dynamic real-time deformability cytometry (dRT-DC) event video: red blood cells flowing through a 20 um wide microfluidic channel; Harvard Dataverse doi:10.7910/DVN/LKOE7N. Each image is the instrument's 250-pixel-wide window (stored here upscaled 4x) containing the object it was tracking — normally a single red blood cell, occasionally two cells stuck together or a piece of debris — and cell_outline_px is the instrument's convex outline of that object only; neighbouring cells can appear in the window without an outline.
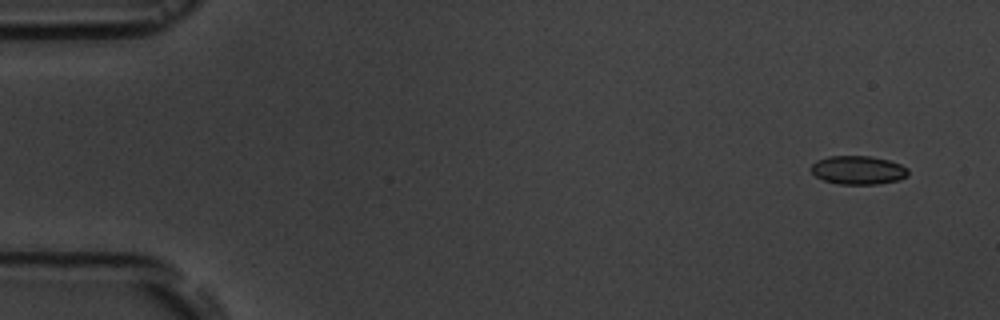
{"species": "common noctule bat (a hibernating species)", "species_latin": "Nyctalus noctula", "temperature_condition": "room temperature", "stored_images_in_passage": 4, "camera_frame_rate_fps": 3000, "um_per_image_px": 0.085, "animal": {"sex": "male", "body_mass_g": 19.5, "forearm_length_mm": 54.6}, "frame": {"image": 1, "passage_image": 1, "time_ms": 0.0, "image_size_px": [1000, 320], "cell_outline_px": [[908, 176], [900, 180], [876, 184], [840, 184], [824, 180], [816, 176], [812, 172], [812, 164], [816, 160], [828, 156], [872, 156], [888, 160], [900, 164], [908, 168]], "centroid_in_image_um": [72.96, 14.45], "position_along_channel_um": 12.0, "area_um2": 16.18}}